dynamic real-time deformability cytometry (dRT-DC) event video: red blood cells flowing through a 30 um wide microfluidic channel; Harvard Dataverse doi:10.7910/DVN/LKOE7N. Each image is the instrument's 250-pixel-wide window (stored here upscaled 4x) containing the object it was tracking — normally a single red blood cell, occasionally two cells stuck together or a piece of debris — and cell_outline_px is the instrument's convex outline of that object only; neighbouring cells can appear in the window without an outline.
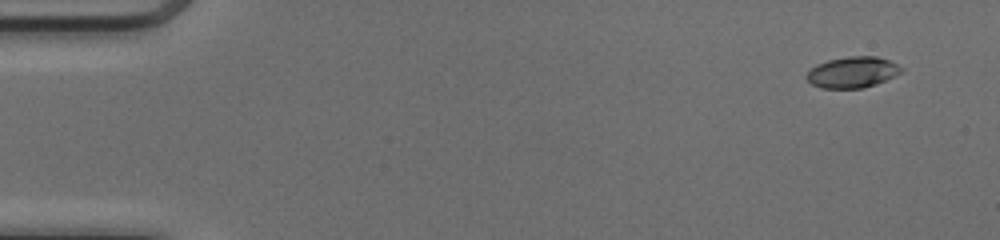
{"species": "common noctule bat (a hibernating species)", "species_latin": "Nyctalus noctula", "temperature_condition": "cold", "stored_images_in_passage": 5, "camera_frame_rate_fps": 3000, "um_per_image_px": 0.085, "animal": {"sex": "female", "body_mass_g": 17.0, "forearm_length_mm": 48.0}, "frame": {"image": 1, "passage_image": 1, "time_ms": 0.0, "image_size_px": [1000, 240], "cell_outline_px": [[904, 68], [900, 72], [876, 84], [864, 88], [820, 88], [812, 84], [804, 76], [816, 64], [828, 60], [848, 56], [876, 56], [888, 60]], "centroid_in_image_um": [72.42, 6.14], "position_along_channel_um": 12.6, "area_um2": 16.99}}